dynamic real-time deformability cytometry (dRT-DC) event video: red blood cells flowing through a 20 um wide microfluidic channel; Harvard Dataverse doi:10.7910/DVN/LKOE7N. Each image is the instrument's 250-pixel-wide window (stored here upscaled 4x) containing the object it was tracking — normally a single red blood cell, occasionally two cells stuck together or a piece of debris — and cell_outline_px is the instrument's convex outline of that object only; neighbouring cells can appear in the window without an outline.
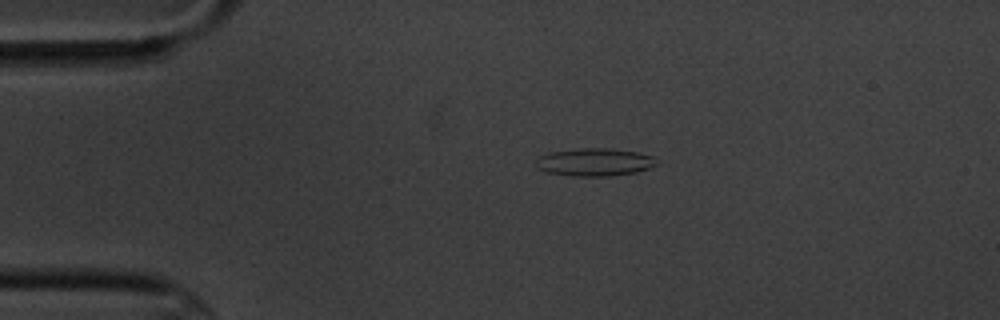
{"species": "common noctule bat (a hibernating species)", "species_latin": "Nyctalus noctula", "temperature_condition": "cold", "stored_images_in_passage": 6, "camera_frame_rate_fps": 3000, "um_per_image_px": 0.085, "animal": {"sex": "male", "body_mass_g": 20.1, "forearm_length_mm": 53.5}, "frame": {"image": 1, "passage_image": 3, "time_ms": 3.0, "image_size_px": [1000, 320], "cell_outline_px": [[656, 164], [648, 168], [636, 172], [608, 176], [572, 176], [548, 172], [536, 168], [536, 160], [540, 156], [548, 152], [576, 148], [608, 148], [636, 152], [652, 156]], "centroid_in_image_um": [50.47, 13.77], "position_along_channel_um": 34.5, "area_um2": 19.42}}
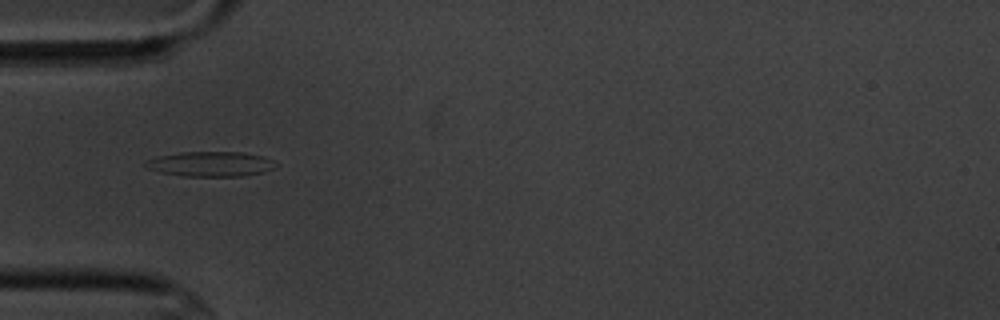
{"frame": {"image": 2, "passage_image": 4, "time_ms": 5.0, "image_size_px": [1000, 320], "cell_outline_px": [[280, 164], [276, 168], [264, 172], [244, 176], [184, 176], [160, 172], [148, 168], [144, 164], [148, 160], [156, 156], [180, 152], [240, 152], [264, 156]], "centroid_in_image_um": [17.96, 13.94], "position_along_channel_um": 67.0, "area_um2": 19.07}}
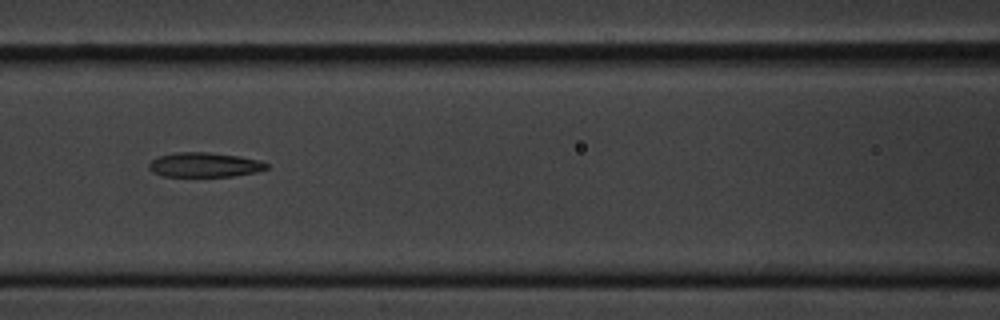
{"frame": {"image": 3, "passage_image": 6, "time_ms": 7.333, "image_size_px": [1000, 320], "cell_outline_px": [[268, 168], [256, 172], [232, 176], [164, 176], [152, 172], [148, 168], [148, 164], [152, 160], [160, 156], [176, 152], [208, 152], [240, 156], [260, 160], [268, 164]], "centroid_in_image_um": [17.39, 14.0], "position_along_channel_um": 149.2, "area_um2": 16.82}}